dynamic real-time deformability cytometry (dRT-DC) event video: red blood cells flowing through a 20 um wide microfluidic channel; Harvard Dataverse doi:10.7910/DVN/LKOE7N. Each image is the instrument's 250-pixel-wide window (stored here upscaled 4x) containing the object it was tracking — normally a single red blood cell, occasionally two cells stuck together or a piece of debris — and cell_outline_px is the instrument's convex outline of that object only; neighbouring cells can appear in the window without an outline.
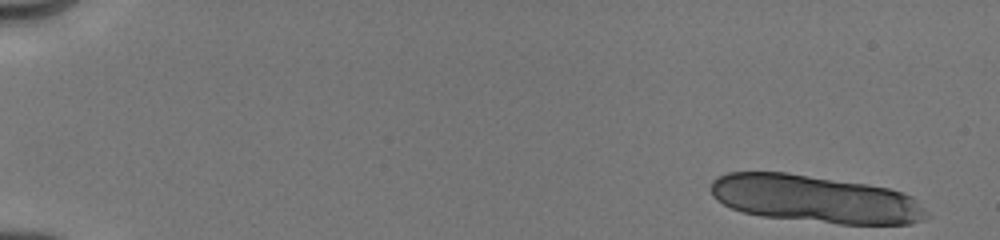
{"species": "human", "species_latin": "Homo sapiens", "temperature_condition": "cold", "stored_images_in_passage": 22, "camera_frame_rate_fps": 3000, "um_per_image_px": 0.085, "donor": {"sex": "male"}, "frame": {"image": 1, "passage_image": 1, "time_ms": 0.0, "image_size_px": [1000, 240], "cell_outline_px": [[928, 216], [924, 220], [912, 224], [840, 224], [760, 216], [744, 212], [732, 208], [716, 200], [712, 196], [712, 180], [728, 172], [788, 172], [868, 184], [888, 188], [904, 192], [912, 196], [928, 212]], "centroid_in_image_um": [69.33, 16.91], "position_along_channel_um": 15.7, "area_um2": 60.05}}